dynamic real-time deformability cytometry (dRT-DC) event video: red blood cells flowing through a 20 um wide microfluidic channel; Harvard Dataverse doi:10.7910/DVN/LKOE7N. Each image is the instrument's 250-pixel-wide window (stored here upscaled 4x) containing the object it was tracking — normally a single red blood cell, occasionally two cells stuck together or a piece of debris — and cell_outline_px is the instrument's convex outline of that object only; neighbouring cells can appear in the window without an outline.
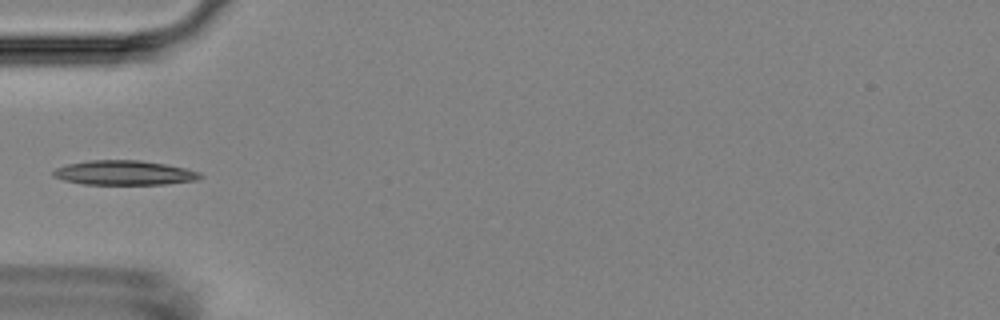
{"species": "Egyptian fruit bat (a non-hibernating species)", "species_latin": "Rousettus aegyptiacus", "temperature_condition": "room temperature", "stored_images_in_passage": 4, "camera_frame_rate_fps": 3000, "um_per_image_px": 0.085, "animal": {"sex": "female"}, "frame": {"image": 1, "passage_image": 1, "time_ms": 0.0, "image_size_px": [1000, 320], "cell_outline_px": [[204, 176], [196, 180], [164, 184], [84, 184], [64, 180], [52, 176], [52, 172], [56, 168], [68, 164], [88, 160], [140, 160], [164, 164], [184, 168], [200, 172]], "centroid_in_image_um": [10.55, 14.68], "position_along_channel_um": 74.5, "area_um2": 20.87}}
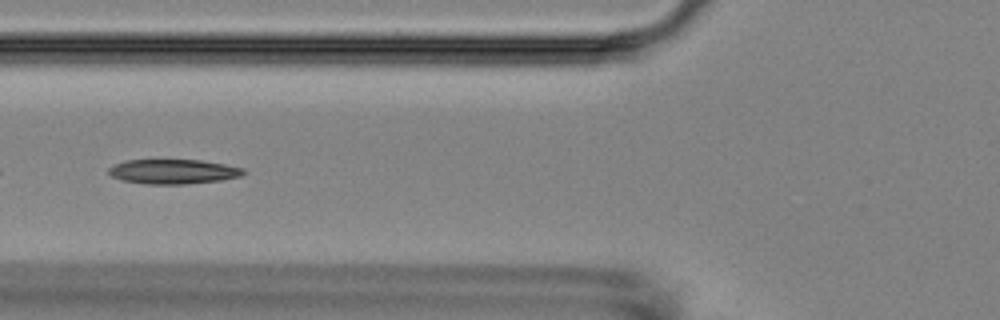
{"frame": {"image": 2, "passage_image": 2, "time_ms": 1.0, "image_size_px": [1000, 320], "cell_outline_px": [[244, 172], [240, 176], [220, 180], [184, 184], [144, 184], [124, 180], [112, 176], [108, 172], [108, 168], [112, 164], [124, 160], [200, 160], [224, 164], [244, 168]], "centroid_in_image_um": [14.68, 14.58], "position_along_channel_um": 111.1, "area_um2": 19.25}}
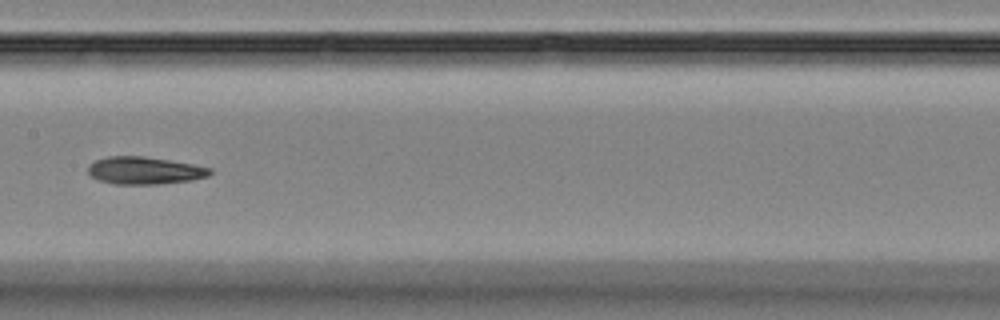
{"frame": {"image": 3, "passage_image": 4, "time_ms": 3.333, "image_size_px": [1000, 320], "cell_outline_px": [[212, 172], [208, 176], [192, 180], [160, 184], [116, 184], [100, 180], [92, 176], [88, 172], [88, 164], [96, 160], [108, 156], [144, 156], [192, 164], [212, 168]], "centroid_in_image_um": [12.3, 14.49], "position_along_channel_um": 195.1, "area_um2": 19.42}}